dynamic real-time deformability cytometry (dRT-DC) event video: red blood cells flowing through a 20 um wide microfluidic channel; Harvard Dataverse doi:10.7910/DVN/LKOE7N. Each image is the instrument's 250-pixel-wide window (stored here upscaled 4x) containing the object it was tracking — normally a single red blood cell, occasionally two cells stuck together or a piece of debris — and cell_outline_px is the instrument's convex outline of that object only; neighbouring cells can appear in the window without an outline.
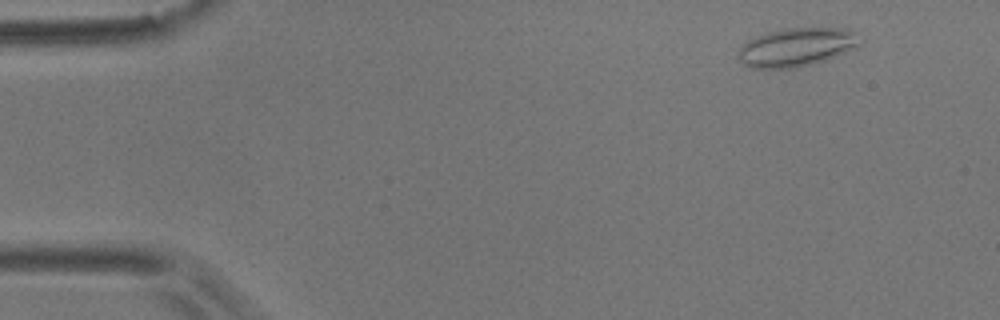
{"species": "common noctule bat (a hibernating species)", "species_latin": "Nyctalus noctula", "temperature_condition": "room temperature", "stored_images_in_passage": 4, "camera_frame_rate_fps": 3000, "um_per_image_px": 0.085, "animal": {"sex": "male", "body_mass_g": 17.9}, "frame": {"image": 1, "passage_image": 1, "time_ms": 0.0, "image_size_px": [1000, 320], "cell_outline_px": [[864, 40], [860, 44], [844, 52], [824, 60], [792, 68], [752, 68], [744, 64], [740, 60], [736, 52], [748, 40], [756, 36], [768, 32], [784, 28], [844, 28], [852, 32]], "centroid_in_image_um": [67.67, 4.0], "position_along_channel_um": 17.3, "area_um2": 26.93}}